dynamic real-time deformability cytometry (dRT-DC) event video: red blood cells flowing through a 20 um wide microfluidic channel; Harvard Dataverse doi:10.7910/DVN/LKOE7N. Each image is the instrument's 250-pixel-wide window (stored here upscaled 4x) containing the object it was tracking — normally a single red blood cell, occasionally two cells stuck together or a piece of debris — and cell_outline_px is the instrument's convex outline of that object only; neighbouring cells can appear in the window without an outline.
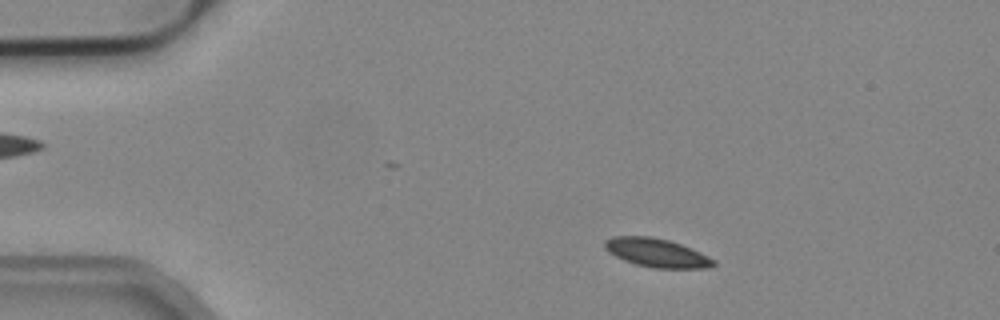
{"species": "common noctule bat (a hibernating species)", "species_latin": "Nyctalus noctula", "temperature_condition": "cold", "stored_images_in_passage": 47, "camera_frame_rate_fps": 3000, "um_per_image_px": 0.085, "animal": {"sex": "male", "body_mass_g": 19.2, "forearm_length_mm": 51.8}, "frame": {"image": 1, "passage_image": 4, "time_ms": 1.0, "image_size_px": [1000, 320], "cell_outline_px": [[716, 264], [704, 268], [652, 268], [636, 264], [624, 260], [608, 252], [604, 248], [604, 240], [612, 236], [652, 236], [668, 240], [692, 248], [716, 260]], "centroid_in_image_um": [55.8, 21.48], "position_along_channel_um": 29.2, "area_um2": 18.21}}
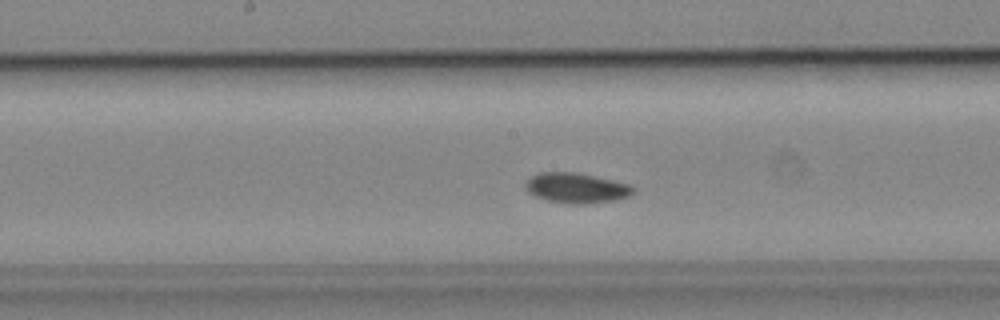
{"frame": {"image": 2, "passage_image": 22, "time_ms": 7.0, "image_size_px": [1000, 320], "cell_outline_px": [[636, 188], [628, 196], [612, 200], [584, 204], [568, 204], [548, 200], [536, 196], [528, 192], [524, 188], [524, 184], [532, 176], [540, 172], [576, 172], [632, 184]], "centroid_in_image_um": [48.99, 15.97], "position_along_channel_um": 199.2, "area_um2": 18.9}}
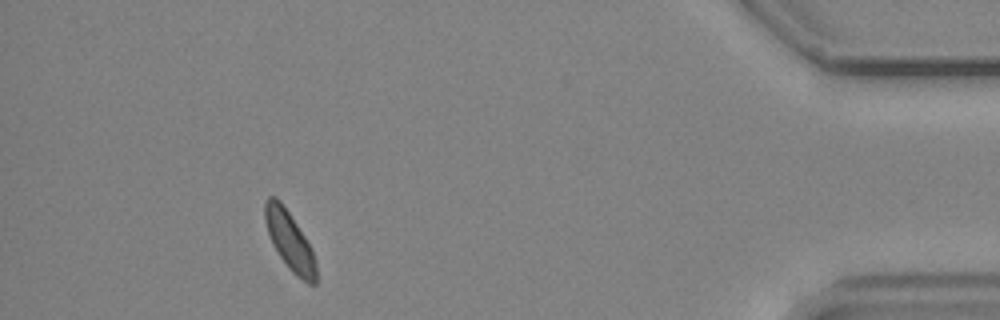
{"frame": {"image": 3, "passage_image": 43, "time_ms": 14.0, "image_size_px": [1000, 320], "cell_outline_px": [[316, 284], [308, 284], [296, 276], [288, 268], [272, 244], [264, 220], [264, 200], [268, 196], [276, 196], [280, 200], [304, 236], [312, 252], [316, 264]], "centroid_in_image_um": [24.59, 20.46], "position_along_channel_um": 410.6, "area_um2": 17.28}, "authors_computed_cell_mechanics": {"area_um2": 18.0336, "velocity_mm_per_s": 3.8629, "shape_relaxation_time_tau1_ms": 2.985, "shape_relaxation_time_tau2_ms": null, "deformation_change_tau1": 0.0751, "deformation_change_tau2": null}}